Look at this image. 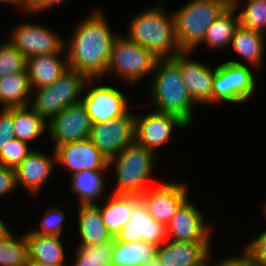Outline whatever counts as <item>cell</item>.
Segmentation results:
<instances>
[{
    "label": "cell",
    "mask_w": 266,
    "mask_h": 266,
    "mask_svg": "<svg viewBox=\"0 0 266 266\" xmlns=\"http://www.w3.org/2000/svg\"><path fill=\"white\" fill-rule=\"evenodd\" d=\"M78 231L79 245L97 244L113 238L103 223L100 208L95 204H79Z\"/></svg>",
    "instance_id": "cell-22"
},
{
    "label": "cell",
    "mask_w": 266,
    "mask_h": 266,
    "mask_svg": "<svg viewBox=\"0 0 266 266\" xmlns=\"http://www.w3.org/2000/svg\"><path fill=\"white\" fill-rule=\"evenodd\" d=\"M13 108L0 109V151L15 138Z\"/></svg>",
    "instance_id": "cell-37"
},
{
    "label": "cell",
    "mask_w": 266,
    "mask_h": 266,
    "mask_svg": "<svg viewBox=\"0 0 266 266\" xmlns=\"http://www.w3.org/2000/svg\"><path fill=\"white\" fill-rule=\"evenodd\" d=\"M113 246L114 237L102 243L77 245L76 259L71 266H111Z\"/></svg>",
    "instance_id": "cell-30"
},
{
    "label": "cell",
    "mask_w": 266,
    "mask_h": 266,
    "mask_svg": "<svg viewBox=\"0 0 266 266\" xmlns=\"http://www.w3.org/2000/svg\"><path fill=\"white\" fill-rule=\"evenodd\" d=\"M263 207H264V208H263V211H264V217H265V219H266V202H265V204H264Z\"/></svg>",
    "instance_id": "cell-48"
},
{
    "label": "cell",
    "mask_w": 266,
    "mask_h": 266,
    "mask_svg": "<svg viewBox=\"0 0 266 266\" xmlns=\"http://www.w3.org/2000/svg\"><path fill=\"white\" fill-rule=\"evenodd\" d=\"M156 258L162 266H178L175 241L167 240L159 246Z\"/></svg>",
    "instance_id": "cell-39"
},
{
    "label": "cell",
    "mask_w": 266,
    "mask_h": 266,
    "mask_svg": "<svg viewBox=\"0 0 266 266\" xmlns=\"http://www.w3.org/2000/svg\"><path fill=\"white\" fill-rule=\"evenodd\" d=\"M188 125L179 117L152 110L135 113V142L157 154L158 148L170 141L174 128L186 129Z\"/></svg>",
    "instance_id": "cell-12"
},
{
    "label": "cell",
    "mask_w": 266,
    "mask_h": 266,
    "mask_svg": "<svg viewBox=\"0 0 266 266\" xmlns=\"http://www.w3.org/2000/svg\"><path fill=\"white\" fill-rule=\"evenodd\" d=\"M31 98L32 89L27 70L11 73L0 78L1 109L30 105Z\"/></svg>",
    "instance_id": "cell-24"
},
{
    "label": "cell",
    "mask_w": 266,
    "mask_h": 266,
    "mask_svg": "<svg viewBox=\"0 0 266 266\" xmlns=\"http://www.w3.org/2000/svg\"><path fill=\"white\" fill-rule=\"evenodd\" d=\"M28 244V259L48 264L65 265V248L60 236L24 233Z\"/></svg>",
    "instance_id": "cell-23"
},
{
    "label": "cell",
    "mask_w": 266,
    "mask_h": 266,
    "mask_svg": "<svg viewBox=\"0 0 266 266\" xmlns=\"http://www.w3.org/2000/svg\"><path fill=\"white\" fill-rule=\"evenodd\" d=\"M141 266H162V265L159 263V260L155 258L146 263H143Z\"/></svg>",
    "instance_id": "cell-46"
},
{
    "label": "cell",
    "mask_w": 266,
    "mask_h": 266,
    "mask_svg": "<svg viewBox=\"0 0 266 266\" xmlns=\"http://www.w3.org/2000/svg\"><path fill=\"white\" fill-rule=\"evenodd\" d=\"M150 84L153 110L177 116L189 126L196 104L188 94L179 66L171 58L158 59Z\"/></svg>",
    "instance_id": "cell-2"
},
{
    "label": "cell",
    "mask_w": 266,
    "mask_h": 266,
    "mask_svg": "<svg viewBox=\"0 0 266 266\" xmlns=\"http://www.w3.org/2000/svg\"><path fill=\"white\" fill-rule=\"evenodd\" d=\"M68 68L66 53L63 55L49 53L28 57L26 70L29 74L31 89L53 84Z\"/></svg>",
    "instance_id": "cell-20"
},
{
    "label": "cell",
    "mask_w": 266,
    "mask_h": 266,
    "mask_svg": "<svg viewBox=\"0 0 266 266\" xmlns=\"http://www.w3.org/2000/svg\"><path fill=\"white\" fill-rule=\"evenodd\" d=\"M9 231L10 229L7 227V225L4 223V221L0 217V238L6 235Z\"/></svg>",
    "instance_id": "cell-45"
},
{
    "label": "cell",
    "mask_w": 266,
    "mask_h": 266,
    "mask_svg": "<svg viewBox=\"0 0 266 266\" xmlns=\"http://www.w3.org/2000/svg\"><path fill=\"white\" fill-rule=\"evenodd\" d=\"M115 238L127 243L144 241L158 247L168 240L166 226L150 215L142 201L134 207L131 219Z\"/></svg>",
    "instance_id": "cell-18"
},
{
    "label": "cell",
    "mask_w": 266,
    "mask_h": 266,
    "mask_svg": "<svg viewBox=\"0 0 266 266\" xmlns=\"http://www.w3.org/2000/svg\"><path fill=\"white\" fill-rule=\"evenodd\" d=\"M92 122L82 102L68 105L48 122V136L54 147L88 139Z\"/></svg>",
    "instance_id": "cell-13"
},
{
    "label": "cell",
    "mask_w": 266,
    "mask_h": 266,
    "mask_svg": "<svg viewBox=\"0 0 266 266\" xmlns=\"http://www.w3.org/2000/svg\"><path fill=\"white\" fill-rule=\"evenodd\" d=\"M265 35L263 33L238 26L232 38V46L253 69L261 67L265 52Z\"/></svg>",
    "instance_id": "cell-25"
},
{
    "label": "cell",
    "mask_w": 266,
    "mask_h": 266,
    "mask_svg": "<svg viewBox=\"0 0 266 266\" xmlns=\"http://www.w3.org/2000/svg\"><path fill=\"white\" fill-rule=\"evenodd\" d=\"M190 53L182 51L171 59L179 66L182 80L195 104H211L216 67L212 69L199 60L188 58Z\"/></svg>",
    "instance_id": "cell-15"
},
{
    "label": "cell",
    "mask_w": 266,
    "mask_h": 266,
    "mask_svg": "<svg viewBox=\"0 0 266 266\" xmlns=\"http://www.w3.org/2000/svg\"><path fill=\"white\" fill-rule=\"evenodd\" d=\"M32 150L27 142L14 138L0 151V164L15 169Z\"/></svg>",
    "instance_id": "cell-35"
},
{
    "label": "cell",
    "mask_w": 266,
    "mask_h": 266,
    "mask_svg": "<svg viewBox=\"0 0 266 266\" xmlns=\"http://www.w3.org/2000/svg\"><path fill=\"white\" fill-rule=\"evenodd\" d=\"M213 266H261L244 248L242 255L224 257L223 260L213 264Z\"/></svg>",
    "instance_id": "cell-41"
},
{
    "label": "cell",
    "mask_w": 266,
    "mask_h": 266,
    "mask_svg": "<svg viewBox=\"0 0 266 266\" xmlns=\"http://www.w3.org/2000/svg\"><path fill=\"white\" fill-rule=\"evenodd\" d=\"M90 15V16H89ZM72 31L65 53L68 67L100 80L106 74L111 47L119 33H113L103 12L94 9Z\"/></svg>",
    "instance_id": "cell-1"
},
{
    "label": "cell",
    "mask_w": 266,
    "mask_h": 266,
    "mask_svg": "<svg viewBox=\"0 0 266 266\" xmlns=\"http://www.w3.org/2000/svg\"><path fill=\"white\" fill-rule=\"evenodd\" d=\"M0 3L18 6L24 13H26L27 0H0Z\"/></svg>",
    "instance_id": "cell-43"
},
{
    "label": "cell",
    "mask_w": 266,
    "mask_h": 266,
    "mask_svg": "<svg viewBox=\"0 0 266 266\" xmlns=\"http://www.w3.org/2000/svg\"><path fill=\"white\" fill-rule=\"evenodd\" d=\"M188 197L177 208L166 225L168 240L176 242L211 243V226ZM197 207V208H196Z\"/></svg>",
    "instance_id": "cell-11"
},
{
    "label": "cell",
    "mask_w": 266,
    "mask_h": 266,
    "mask_svg": "<svg viewBox=\"0 0 266 266\" xmlns=\"http://www.w3.org/2000/svg\"><path fill=\"white\" fill-rule=\"evenodd\" d=\"M224 1L228 6H233L237 0H222Z\"/></svg>",
    "instance_id": "cell-47"
},
{
    "label": "cell",
    "mask_w": 266,
    "mask_h": 266,
    "mask_svg": "<svg viewBox=\"0 0 266 266\" xmlns=\"http://www.w3.org/2000/svg\"><path fill=\"white\" fill-rule=\"evenodd\" d=\"M234 6H227L217 19L209 26L202 43L210 50L230 46L236 28L239 26L238 15Z\"/></svg>",
    "instance_id": "cell-27"
},
{
    "label": "cell",
    "mask_w": 266,
    "mask_h": 266,
    "mask_svg": "<svg viewBox=\"0 0 266 266\" xmlns=\"http://www.w3.org/2000/svg\"><path fill=\"white\" fill-rule=\"evenodd\" d=\"M56 163L72 174L87 170H108V159L85 139L54 147Z\"/></svg>",
    "instance_id": "cell-17"
},
{
    "label": "cell",
    "mask_w": 266,
    "mask_h": 266,
    "mask_svg": "<svg viewBox=\"0 0 266 266\" xmlns=\"http://www.w3.org/2000/svg\"><path fill=\"white\" fill-rule=\"evenodd\" d=\"M187 184L181 182H163L150 187L140 195L150 215L165 226L174 216L180 204L189 197Z\"/></svg>",
    "instance_id": "cell-16"
},
{
    "label": "cell",
    "mask_w": 266,
    "mask_h": 266,
    "mask_svg": "<svg viewBox=\"0 0 266 266\" xmlns=\"http://www.w3.org/2000/svg\"><path fill=\"white\" fill-rule=\"evenodd\" d=\"M28 260V244L25 234L17 238L9 231L0 238V266H25Z\"/></svg>",
    "instance_id": "cell-31"
},
{
    "label": "cell",
    "mask_w": 266,
    "mask_h": 266,
    "mask_svg": "<svg viewBox=\"0 0 266 266\" xmlns=\"http://www.w3.org/2000/svg\"><path fill=\"white\" fill-rule=\"evenodd\" d=\"M15 138L31 143L48 132V122L30 105L13 108Z\"/></svg>",
    "instance_id": "cell-28"
},
{
    "label": "cell",
    "mask_w": 266,
    "mask_h": 266,
    "mask_svg": "<svg viewBox=\"0 0 266 266\" xmlns=\"http://www.w3.org/2000/svg\"><path fill=\"white\" fill-rule=\"evenodd\" d=\"M95 86L90 87L81 99L92 124L117 119L131 109L126 95L121 90L110 85Z\"/></svg>",
    "instance_id": "cell-14"
},
{
    "label": "cell",
    "mask_w": 266,
    "mask_h": 266,
    "mask_svg": "<svg viewBox=\"0 0 266 266\" xmlns=\"http://www.w3.org/2000/svg\"><path fill=\"white\" fill-rule=\"evenodd\" d=\"M156 158V153L134 142L109 159L108 168L114 166L117 180L112 194L140 196L145 193L152 187V184L149 186V178Z\"/></svg>",
    "instance_id": "cell-4"
},
{
    "label": "cell",
    "mask_w": 266,
    "mask_h": 266,
    "mask_svg": "<svg viewBox=\"0 0 266 266\" xmlns=\"http://www.w3.org/2000/svg\"><path fill=\"white\" fill-rule=\"evenodd\" d=\"M130 111L117 119L92 124L89 139L108 160L135 142V112Z\"/></svg>",
    "instance_id": "cell-9"
},
{
    "label": "cell",
    "mask_w": 266,
    "mask_h": 266,
    "mask_svg": "<svg viewBox=\"0 0 266 266\" xmlns=\"http://www.w3.org/2000/svg\"><path fill=\"white\" fill-rule=\"evenodd\" d=\"M25 266H66V265H56V264L52 265V264L28 259Z\"/></svg>",
    "instance_id": "cell-44"
},
{
    "label": "cell",
    "mask_w": 266,
    "mask_h": 266,
    "mask_svg": "<svg viewBox=\"0 0 266 266\" xmlns=\"http://www.w3.org/2000/svg\"><path fill=\"white\" fill-rule=\"evenodd\" d=\"M106 170H87L72 174L70 188L76 193L80 204H95V199L102 198L107 183Z\"/></svg>",
    "instance_id": "cell-29"
},
{
    "label": "cell",
    "mask_w": 266,
    "mask_h": 266,
    "mask_svg": "<svg viewBox=\"0 0 266 266\" xmlns=\"http://www.w3.org/2000/svg\"><path fill=\"white\" fill-rule=\"evenodd\" d=\"M244 249L261 265L266 266V229L250 240Z\"/></svg>",
    "instance_id": "cell-38"
},
{
    "label": "cell",
    "mask_w": 266,
    "mask_h": 266,
    "mask_svg": "<svg viewBox=\"0 0 266 266\" xmlns=\"http://www.w3.org/2000/svg\"><path fill=\"white\" fill-rule=\"evenodd\" d=\"M16 188L15 169L0 164V196H6Z\"/></svg>",
    "instance_id": "cell-40"
},
{
    "label": "cell",
    "mask_w": 266,
    "mask_h": 266,
    "mask_svg": "<svg viewBox=\"0 0 266 266\" xmlns=\"http://www.w3.org/2000/svg\"><path fill=\"white\" fill-rule=\"evenodd\" d=\"M171 14L168 15L160 4L138 12L129 22L126 37L147 48L158 59L174 57L182 51L177 43L174 17Z\"/></svg>",
    "instance_id": "cell-3"
},
{
    "label": "cell",
    "mask_w": 266,
    "mask_h": 266,
    "mask_svg": "<svg viewBox=\"0 0 266 266\" xmlns=\"http://www.w3.org/2000/svg\"><path fill=\"white\" fill-rule=\"evenodd\" d=\"M227 6L222 0H191L174 11L175 35L181 51L194 52Z\"/></svg>",
    "instance_id": "cell-5"
},
{
    "label": "cell",
    "mask_w": 266,
    "mask_h": 266,
    "mask_svg": "<svg viewBox=\"0 0 266 266\" xmlns=\"http://www.w3.org/2000/svg\"><path fill=\"white\" fill-rule=\"evenodd\" d=\"M158 246L148 242H122L114 237L111 266H141L157 257Z\"/></svg>",
    "instance_id": "cell-26"
},
{
    "label": "cell",
    "mask_w": 266,
    "mask_h": 266,
    "mask_svg": "<svg viewBox=\"0 0 266 266\" xmlns=\"http://www.w3.org/2000/svg\"><path fill=\"white\" fill-rule=\"evenodd\" d=\"M124 36L119 34L113 41L106 74L111 76L114 73L119 80L136 84L143 77L153 74L158 58Z\"/></svg>",
    "instance_id": "cell-7"
},
{
    "label": "cell",
    "mask_w": 266,
    "mask_h": 266,
    "mask_svg": "<svg viewBox=\"0 0 266 266\" xmlns=\"http://www.w3.org/2000/svg\"><path fill=\"white\" fill-rule=\"evenodd\" d=\"M27 58L11 42L0 43V78L26 70Z\"/></svg>",
    "instance_id": "cell-34"
},
{
    "label": "cell",
    "mask_w": 266,
    "mask_h": 266,
    "mask_svg": "<svg viewBox=\"0 0 266 266\" xmlns=\"http://www.w3.org/2000/svg\"><path fill=\"white\" fill-rule=\"evenodd\" d=\"M178 266H213L208 261L212 255L211 243L176 242Z\"/></svg>",
    "instance_id": "cell-32"
},
{
    "label": "cell",
    "mask_w": 266,
    "mask_h": 266,
    "mask_svg": "<svg viewBox=\"0 0 266 266\" xmlns=\"http://www.w3.org/2000/svg\"><path fill=\"white\" fill-rule=\"evenodd\" d=\"M246 6L238 14L239 25L266 34V0H245ZM241 0L233 5L236 10Z\"/></svg>",
    "instance_id": "cell-33"
},
{
    "label": "cell",
    "mask_w": 266,
    "mask_h": 266,
    "mask_svg": "<svg viewBox=\"0 0 266 266\" xmlns=\"http://www.w3.org/2000/svg\"><path fill=\"white\" fill-rule=\"evenodd\" d=\"M103 205H98L103 223L113 237H116L121 229L131 219L134 207L141 201L136 195H116L110 193Z\"/></svg>",
    "instance_id": "cell-21"
},
{
    "label": "cell",
    "mask_w": 266,
    "mask_h": 266,
    "mask_svg": "<svg viewBox=\"0 0 266 266\" xmlns=\"http://www.w3.org/2000/svg\"><path fill=\"white\" fill-rule=\"evenodd\" d=\"M63 1L65 0H27L26 15L27 13L29 16L36 15L39 12L63 3Z\"/></svg>",
    "instance_id": "cell-42"
},
{
    "label": "cell",
    "mask_w": 266,
    "mask_h": 266,
    "mask_svg": "<svg viewBox=\"0 0 266 266\" xmlns=\"http://www.w3.org/2000/svg\"><path fill=\"white\" fill-rule=\"evenodd\" d=\"M9 38L11 44L26 58L49 53H64L65 41L42 24L22 22L17 25ZM63 39V40H62Z\"/></svg>",
    "instance_id": "cell-10"
},
{
    "label": "cell",
    "mask_w": 266,
    "mask_h": 266,
    "mask_svg": "<svg viewBox=\"0 0 266 266\" xmlns=\"http://www.w3.org/2000/svg\"><path fill=\"white\" fill-rule=\"evenodd\" d=\"M251 66L229 60L216 66L213 78L212 104L241 103L256 91V80Z\"/></svg>",
    "instance_id": "cell-8"
},
{
    "label": "cell",
    "mask_w": 266,
    "mask_h": 266,
    "mask_svg": "<svg viewBox=\"0 0 266 266\" xmlns=\"http://www.w3.org/2000/svg\"><path fill=\"white\" fill-rule=\"evenodd\" d=\"M56 155L32 150L15 168L16 185L24 188L35 197L47 182L56 166Z\"/></svg>",
    "instance_id": "cell-19"
},
{
    "label": "cell",
    "mask_w": 266,
    "mask_h": 266,
    "mask_svg": "<svg viewBox=\"0 0 266 266\" xmlns=\"http://www.w3.org/2000/svg\"><path fill=\"white\" fill-rule=\"evenodd\" d=\"M65 217V213L60 208L50 207L41 218L40 228L38 230L33 229V232L41 235L61 237Z\"/></svg>",
    "instance_id": "cell-36"
},
{
    "label": "cell",
    "mask_w": 266,
    "mask_h": 266,
    "mask_svg": "<svg viewBox=\"0 0 266 266\" xmlns=\"http://www.w3.org/2000/svg\"><path fill=\"white\" fill-rule=\"evenodd\" d=\"M93 80L79 71L68 68L53 84L32 90L35 97L32 96L30 106L49 122L68 105L81 102L82 94L87 87L93 85Z\"/></svg>",
    "instance_id": "cell-6"
}]
</instances>
